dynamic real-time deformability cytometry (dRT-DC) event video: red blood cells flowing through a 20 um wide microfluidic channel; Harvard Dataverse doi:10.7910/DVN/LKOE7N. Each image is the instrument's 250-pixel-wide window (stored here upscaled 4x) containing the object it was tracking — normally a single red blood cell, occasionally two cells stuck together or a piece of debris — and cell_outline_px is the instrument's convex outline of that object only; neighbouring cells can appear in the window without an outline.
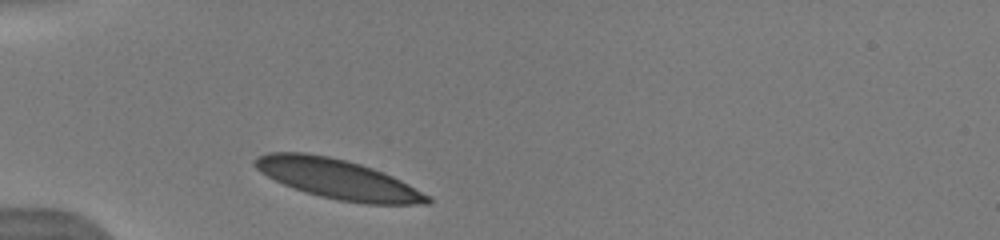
{"species": "human", "species_latin": "Homo sapiens", "temperature_condition": "warm", "stored_images_in_passage": 31, "camera_frame_rate_fps": 3000, "um_per_image_px": 0.085, "donor": {"sex": "male"}, "frame": {"image": 1, "passage_image": 1, "time_ms": 0.0, "image_size_px": [1000, 240], "cell_outline_px": [[432, 204], [364, 204], [336, 200], [320, 196], [284, 184], [260, 172], [252, 164], [252, 160], [256, 156], [268, 152], [304, 152], [328, 156], [360, 164], [372, 168], [392, 176], [432, 196]], "centroid_in_image_um": [28.72, 15.22], "position_along_channel_um": 56.3, "area_um2": 39.82}}
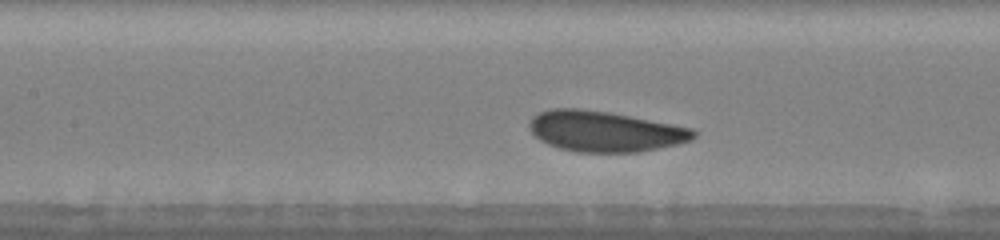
{"frame": {"image": 2, "passage_image": 10, "time_ms": 3.0, "image_size_px": [1000, 240], "cell_outline_px": [[696, 136], [692, 140], [676, 144], [640, 152], [576, 152], [560, 148], [548, 144], [540, 140], [528, 128], [528, 124], [532, 116], [540, 112], [552, 108], [580, 108], [608, 112], [672, 124], [692, 128], [696, 132]], "centroid_in_image_um": [51.39, 11.16], "position_along_channel_um": 156.0, "area_um2": 38.78}}
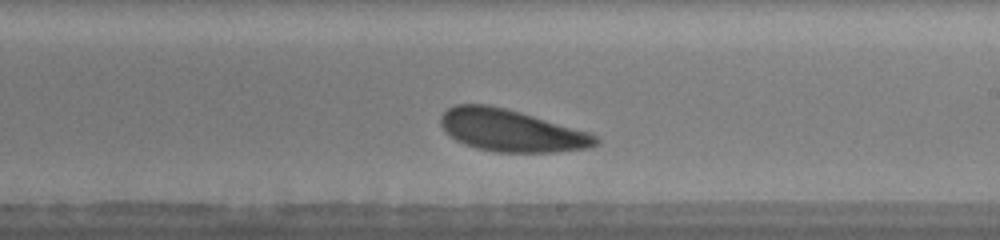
{"frame": {"image": 3, "passage_image": 17, "time_ms": 5.333, "image_size_px": [1000, 240], "cell_outline_px": [[600, 144], [588, 148], [552, 152], [496, 152], [476, 148], [464, 144], [456, 140], [440, 124], [440, 116], [448, 108], [456, 104], [488, 104], [520, 112], [592, 132], [600, 140]], "centroid_in_image_um": [43.5, 11.09], "position_along_channel_um": 245.5, "area_um2": 38.03}, "authors_computed_cell_mechanics": {"area_um2": 38.726, "velocity_mm_per_s": 3.8426, "shape_relaxation_time_tau1_ms": 1.3962, "shape_relaxation_time_tau2_ms": null, "deformation_change_tau1": 0.0846, "deformation_change_tau2": null}}